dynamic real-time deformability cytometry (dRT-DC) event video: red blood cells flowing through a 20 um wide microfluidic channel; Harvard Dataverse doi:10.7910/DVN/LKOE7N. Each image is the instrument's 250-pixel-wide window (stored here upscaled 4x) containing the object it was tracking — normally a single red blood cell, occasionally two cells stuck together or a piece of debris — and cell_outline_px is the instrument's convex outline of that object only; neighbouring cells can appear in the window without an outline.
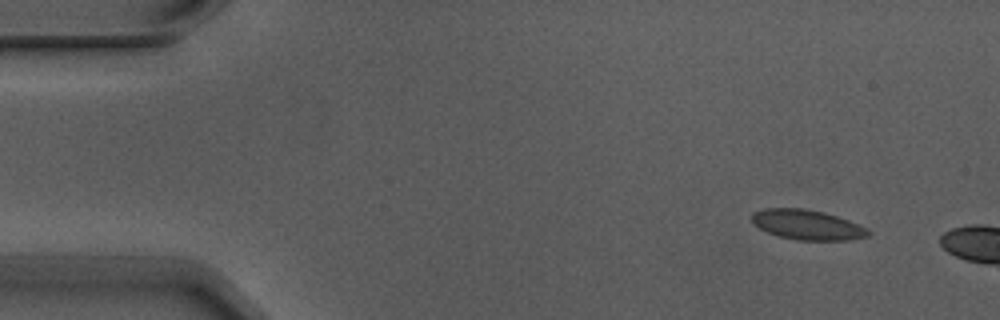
{"species": "Egyptian fruit bat (a non-hibernating species)", "species_latin": "Rousettus aegyptiacus", "temperature_condition": "warm", "stored_images_in_passage": 3, "camera_frame_rate_fps": 3000, "um_per_image_px": 0.085, "animal": {"sex": "male"}, "frame": {"image": 1, "passage_image": 1, "time_ms": 0.0, "image_size_px": [1000, 320], "cell_outline_px": [[872, 232], [868, 236], [848, 240], [796, 240], [780, 236], [768, 232], [760, 228], [752, 220], [752, 212], [764, 208], [804, 208], [824, 212], [848, 220]], "centroid_in_image_um": [68.6, 19.1], "position_along_channel_um": 16.4, "area_um2": 20.06}}